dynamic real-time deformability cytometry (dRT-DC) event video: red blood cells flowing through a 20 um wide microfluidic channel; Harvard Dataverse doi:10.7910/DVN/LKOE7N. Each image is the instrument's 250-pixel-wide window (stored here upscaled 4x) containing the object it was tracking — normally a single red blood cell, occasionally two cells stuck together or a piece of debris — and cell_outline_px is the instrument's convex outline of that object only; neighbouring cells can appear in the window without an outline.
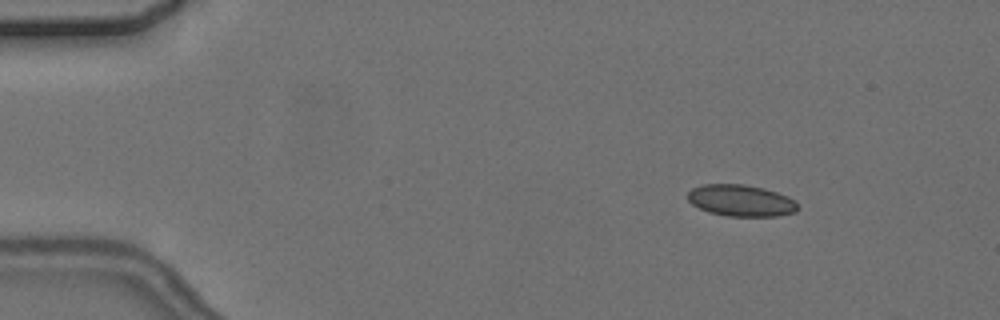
{"species": "common noctule bat (a hibernating species)", "species_latin": "Nyctalus noctula", "temperature_condition": "cold", "stored_images_in_passage": 7, "camera_frame_rate_fps": 3000, "um_per_image_px": 0.085, "animal": {"sex": "female", "body_mass_g": 24.6, "forearm_length_mm": 56.2}, "frame": {"image": 1, "passage_image": 3, "time_ms": 2.333, "image_size_px": [1000, 320], "cell_outline_px": [[796, 212], [776, 216], [728, 216], [708, 212], [692, 204], [688, 200], [688, 192], [692, 188], [704, 184], [744, 184], [764, 188], [788, 196], [796, 200]], "centroid_in_image_um": [62.98, 17.04], "position_along_channel_um": 22.0, "area_um2": 20.23}}
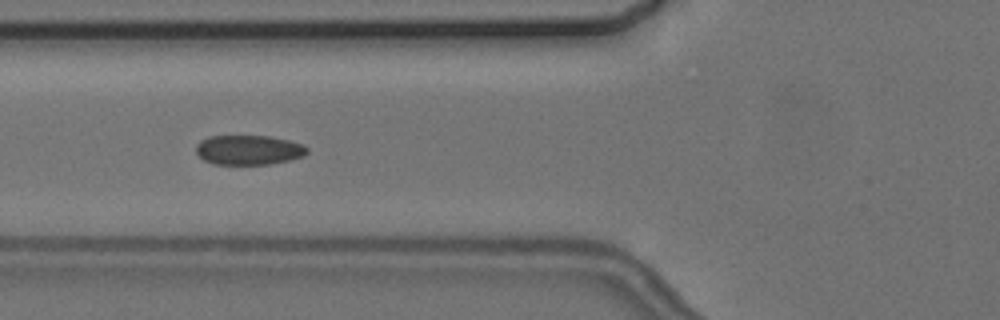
{"frame": {"image": 2, "passage_image": 7, "time_ms": 7.0, "image_size_px": [1000, 320], "cell_outline_px": [[308, 152], [304, 156], [288, 160], [268, 164], [212, 164], [204, 160], [196, 152], [196, 144], [200, 140], [208, 136], [268, 136], [288, 140], [304, 144], [308, 148]], "centroid_in_image_um": [21.13, 12.74], "position_along_channel_um": 104.7, "area_um2": 19.25}}